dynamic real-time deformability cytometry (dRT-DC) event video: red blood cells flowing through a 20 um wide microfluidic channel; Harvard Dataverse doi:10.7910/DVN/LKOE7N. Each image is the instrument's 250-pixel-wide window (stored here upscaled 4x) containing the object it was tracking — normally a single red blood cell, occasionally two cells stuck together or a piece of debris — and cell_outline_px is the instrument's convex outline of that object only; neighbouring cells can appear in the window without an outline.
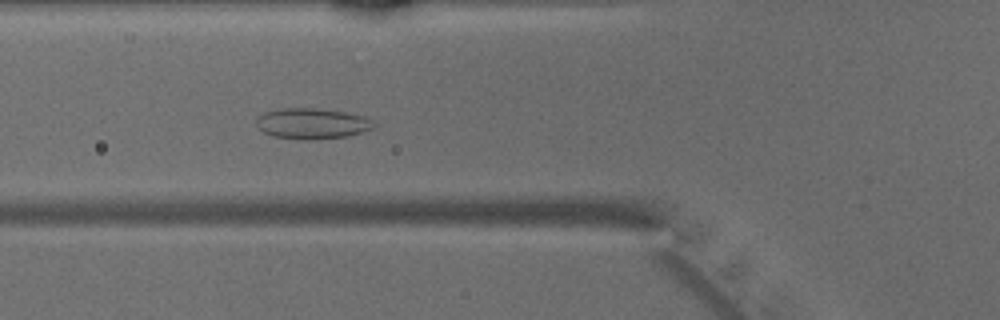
{"species": "common noctule bat (a hibernating species)", "species_latin": "Nyctalus noctula", "temperature_condition": "warm", "stored_images_in_passage": 39, "camera_frame_rate_fps": 3000, "um_per_image_px": 0.085, "animal": {"sex": "male", "body_mass_g": 15.6}, "frame": {"image": 1, "passage_image": 9, "time_ms": 2.667, "image_size_px": [1000, 320], "cell_outline_px": [[376, 128], [348, 136], [312, 140], [308, 140], [272, 136], [264, 132], [256, 124], [256, 120], [264, 112], [280, 108], [316, 108], [348, 112], [364, 116], [372, 120], [376, 124]], "centroid_in_image_um": [26.58, 10.5], "position_along_channel_um": 99.2, "area_um2": 21.21}}
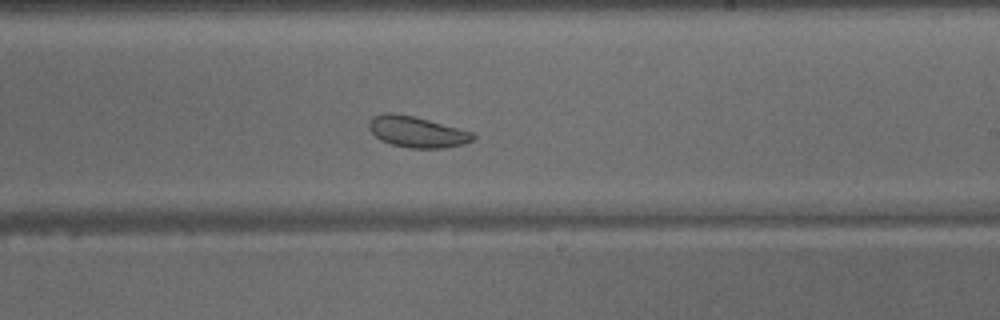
{"frame": {"image": 2, "passage_image": 20, "time_ms": 6.333, "image_size_px": [1000, 320], "cell_outline_px": [[476, 136], [472, 140], [464, 144], [444, 148], [408, 148], [392, 144], [380, 140], [368, 128], [368, 124], [372, 116], [384, 112], [392, 112], [412, 116], [428, 120], [472, 132]], "centroid_in_image_um": [35.4, 11.21], "position_along_channel_um": 253.6, "area_um2": 18.73}}
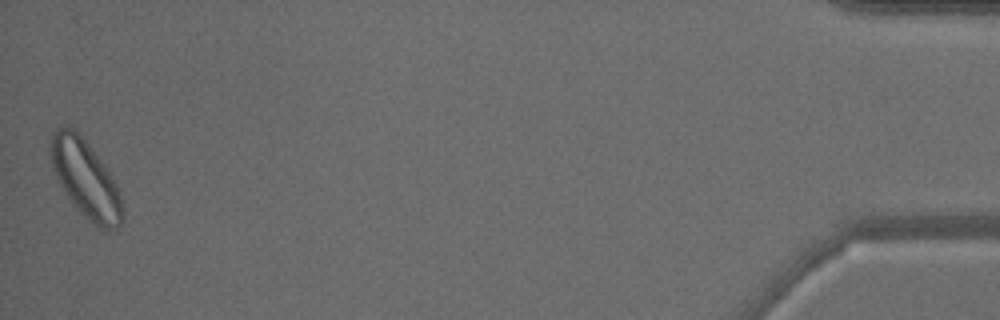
{"frame": {"image": 3, "passage_image": 39, "time_ms": 12.667, "image_size_px": [1000, 320], "cell_outline_px": [[124, 220], [116, 228], [104, 232], [88, 220], [72, 204], [60, 184], [52, 164], [52, 132], [56, 128], [72, 128], [88, 144], [108, 172], [120, 196], [124, 212]], "centroid_in_image_um": [7.3, 15.31], "position_along_channel_um": 427.9, "area_um2": 31.44}}